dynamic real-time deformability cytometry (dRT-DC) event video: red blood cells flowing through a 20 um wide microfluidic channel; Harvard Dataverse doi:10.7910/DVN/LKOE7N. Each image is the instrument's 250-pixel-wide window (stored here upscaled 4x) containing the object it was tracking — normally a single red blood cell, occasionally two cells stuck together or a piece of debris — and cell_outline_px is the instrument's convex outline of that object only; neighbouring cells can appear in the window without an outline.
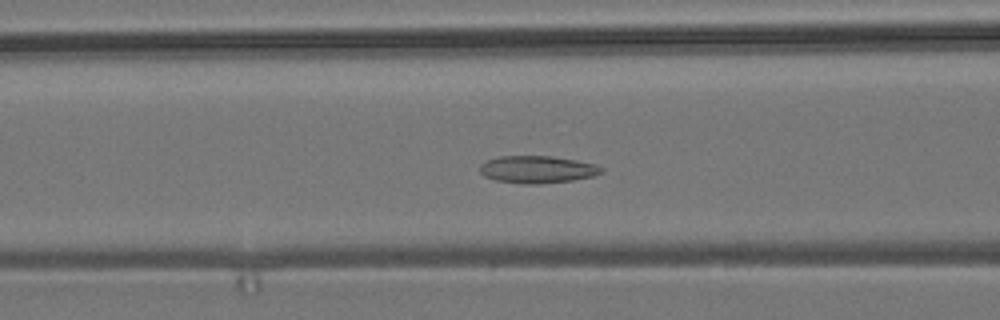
{"species": "common noctule bat (a hibernating species)", "species_latin": "Nyctalus noctula", "temperature_condition": "room temperature", "stored_images_in_passage": 49, "camera_frame_rate_fps": 3000, "um_per_image_px": 0.085, "animal": {"sex": "male", "body_mass_g": 19.2, "forearm_length_mm": 51.8}, "frame": {"image": 1, "passage_image": 15, "time_ms": 4.667, "image_size_px": [1000, 320], "cell_outline_px": [[604, 172], [592, 176], [572, 180], [540, 184], [524, 184], [496, 180], [484, 176], [480, 172], [480, 164], [488, 160], [500, 156], [552, 156], [576, 160], [596, 164], [604, 168]], "centroid_in_image_um": [45.69, 14.4], "position_along_channel_um": 120.9, "area_um2": 19.36}}
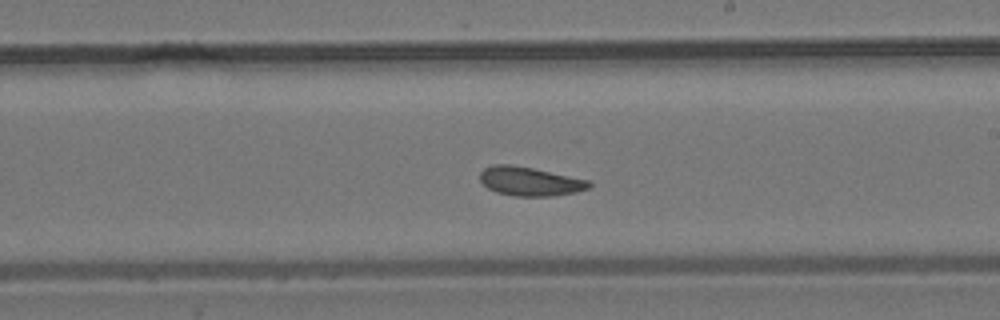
{"frame": {"image": 2, "passage_image": 25, "time_ms": 8.0, "image_size_px": [1000, 320], "cell_outline_px": [[592, 184], [588, 188], [576, 192], [552, 196], [516, 196], [496, 192], [488, 188], [480, 180], [480, 172], [484, 168], [492, 164], [512, 164], [532, 168], [588, 180]], "centroid_in_image_um": [45.0, 15.41], "position_along_channel_um": 244.0, "area_um2": 18.26}}
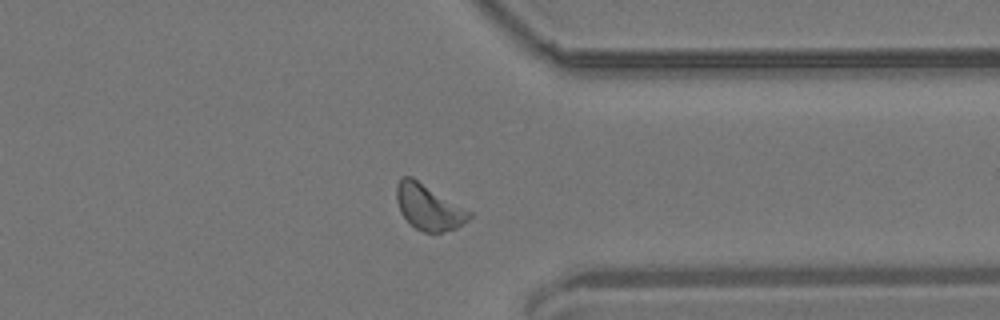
{"frame": {"image": 3, "passage_image": 36, "time_ms": 11.667, "image_size_px": [1000, 320], "cell_outline_px": [[472, 216], [468, 220], [456, 228], [440, 232], [424, 232], [416, 228], [400, 212], [396, 200], [396, 184], [404, 176], [412, 176], [472, 212]], "centroid_in_image_um": [36.43, 17.59], "position_along_channel_um": 375.0, "area_um2": 19.13}, "authors_computed_cell_mechanics": {"area_um2": 18.5538, "velocity_mm_per_s": 3.6979, "shape_relaxation_time_tau1_ms": 10.5865, "shape_relaxation_time_tau2_ms": 4.6291, "deformation_change_tau1": 0.149, "deformation_change_tau2": 0.1058}}